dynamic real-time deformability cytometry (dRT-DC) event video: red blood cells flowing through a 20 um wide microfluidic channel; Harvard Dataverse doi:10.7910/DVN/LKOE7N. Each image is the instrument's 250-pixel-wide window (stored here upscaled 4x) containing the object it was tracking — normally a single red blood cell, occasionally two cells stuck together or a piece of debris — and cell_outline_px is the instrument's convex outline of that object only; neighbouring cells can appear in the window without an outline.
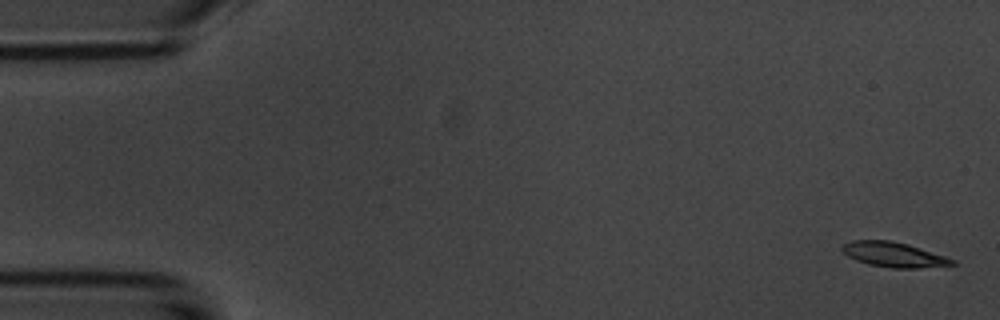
{"species": "common noctule bat (a hibernating species)", "species_latin": "Nyctalus noctula", "temperature_condition": "room temperature", "stored_images_in_passage": 6, "camera_frame_rate_fps": 3000, "um_per_image_px": 0.085, "animal": {"sex": "male", "body_mass_g": 20.1, "forearm_length_mm": 53.5}, "frame": {"image": 1, "passage_image": 1, "time_ms": 0.0, "image_size_px": [1000, 320], "cell_outline_px": [[956, 264], [920, 268], [892, 268], [868, 264], [856, 260], [848, 256], [840, 248], [844, 244], [852, 240], [892, 240], [908, 244], [956, 260]], "centroid_in_image_um": [75.96, 21.64], "position_along_channel_um": 9.0, "area_um2": 15.9}}
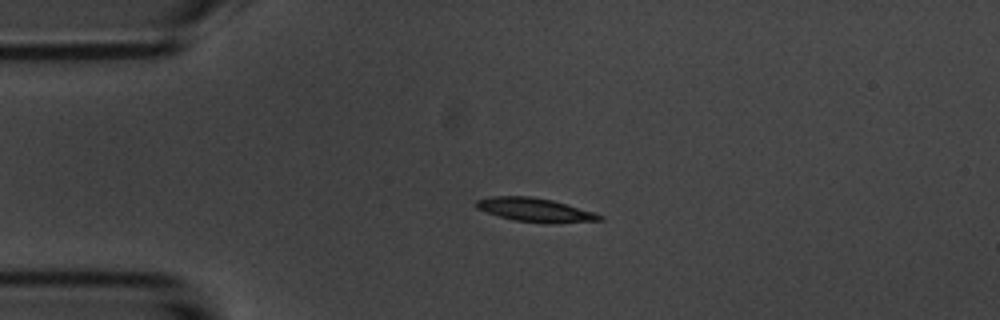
{"frame": {"image": 2, "passage_image": 4, "time_ms": 3.667, "image_size_px": [1000, 320], "cell_outline_px": [[604, 220], [548, 224], [512, 220], [476, 208], [476, 200], [492, 196], [532, 196], [552, 200], [592, 212], [604, 216]], "centroid_in_image_um": [45.49, 17.85], "position_along_channel_um": 39.5, "area_um2": 16.99}}